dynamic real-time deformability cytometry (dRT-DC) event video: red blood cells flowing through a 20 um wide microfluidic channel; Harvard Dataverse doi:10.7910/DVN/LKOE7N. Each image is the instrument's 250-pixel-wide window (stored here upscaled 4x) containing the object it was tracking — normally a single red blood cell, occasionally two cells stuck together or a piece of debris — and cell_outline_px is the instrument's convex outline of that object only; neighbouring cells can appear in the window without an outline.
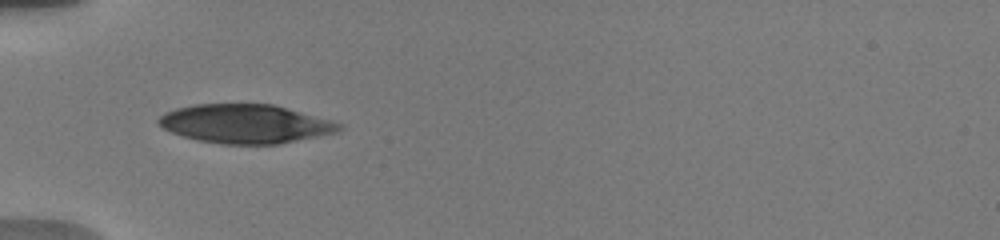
{"species": "human", "species_latin": "Homo sapiens", "temperature_condition": "warm", "stored_images_in_passage": 20, "camera_frame_rate_fps": 3000, "um_per_image_px": 0.085, "donor": {"sex": "male"}, "frame": {"image": 1, "passage_image": 1, "time_ms": 0.0, "image_size_px": [1000, 240], "cell_outline_px": [[344, 128], [336, 132], [280, 144], [220, 144], [196, 140], [172, 132], [164, 128], [156, 120], [164, 112], [176, 108], [196, 104], [272, 104], [344, 124]], "centroid_in_image_um": [20.84, 10.53], "position_along_channel_um": 64.2, "area_um2": 40.69}}
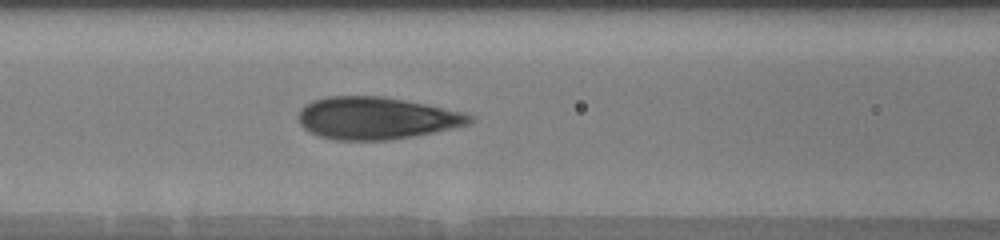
{"frame": {"image": 2, "passage_image": 12, "time_ms": 2.0, "image_size_px": [1000, 240], "cell_outline_px": [[476, 120], [468, 124], [452, 128], [412, 136], [388, 140], [336, 140], [320, 136], [304, 128], [300, 124], [300, 108], [304, 104], [312, 100], [328, 96], [384, 96], [464, 112], [472, 116]], "centroid_in_image_um": [31.97, 10.03], "position_along_channel_um": 134.6, "area_um2": 41.91}}
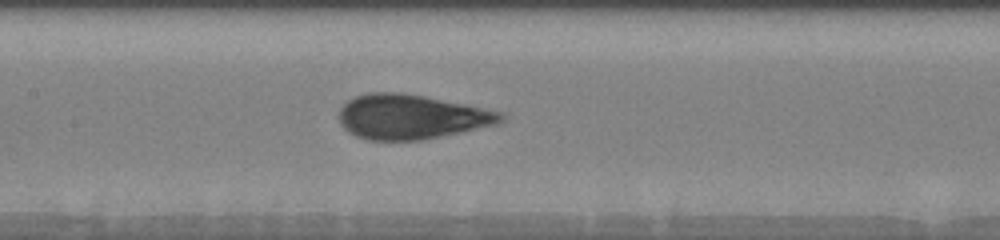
{"frame": {"image": 3, "passage_image": 17, "time_ms": 3.0, "image_size_px": [1000, 240], "cell_outline_px": [[508, 116], [500, 124], [424, 140], [368, 140], [356, 136], [348, 132], [340, 124], [340, 108], [348, 100], [356, 96], [368, 92], [400, 92], [424, 96], [468, 104], [508, 112]], "centroid_in_image_um": [35.05, 9.93], "position_along_channel_um": 172.3, "area_um2": 42.77}}